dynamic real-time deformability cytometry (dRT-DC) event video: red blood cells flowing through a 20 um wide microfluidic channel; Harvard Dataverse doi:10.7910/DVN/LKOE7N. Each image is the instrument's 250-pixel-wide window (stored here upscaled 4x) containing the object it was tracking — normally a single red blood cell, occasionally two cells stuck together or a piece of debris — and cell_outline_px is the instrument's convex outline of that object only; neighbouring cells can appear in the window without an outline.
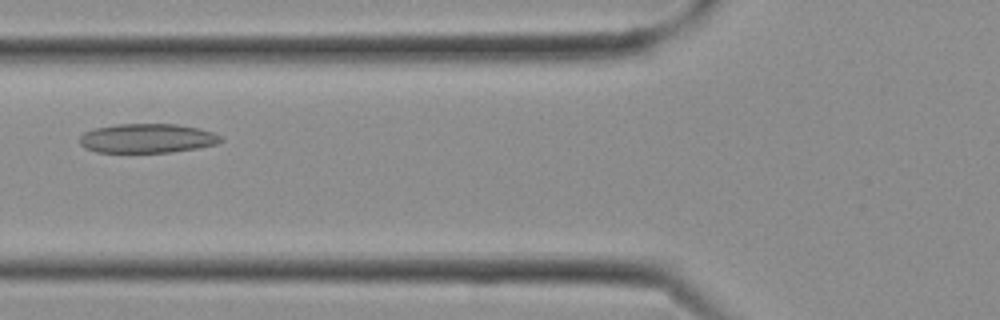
{"species": "Egyptian fruit bat (a non-hibernating species)", "species_latin": "Rousettus aegyptiacus", "temperature_condition": "cold", "stored_images_in_passage": 11, "camera_frame_rate_fps": 3000, "um_per_image_px": 0.085, "frame": {"image": 1, "passage_image": 10, "time_ms": 3.0, "image_size_px": [1000, 320], "cell_outline_px": [[224, 140], [216, 144], [196, 148], [172, 152], [96, 152], [84, 148], [80, 144], [80, 136], [84, 132], [96, 128], [116, 124], [176, 124], [200, 128], [212, 132], [220, 136]], "centroid_in_image_um": [12.51, 11.75], "position_along_channel_um": 113.3, "area_um2": 24.04}}